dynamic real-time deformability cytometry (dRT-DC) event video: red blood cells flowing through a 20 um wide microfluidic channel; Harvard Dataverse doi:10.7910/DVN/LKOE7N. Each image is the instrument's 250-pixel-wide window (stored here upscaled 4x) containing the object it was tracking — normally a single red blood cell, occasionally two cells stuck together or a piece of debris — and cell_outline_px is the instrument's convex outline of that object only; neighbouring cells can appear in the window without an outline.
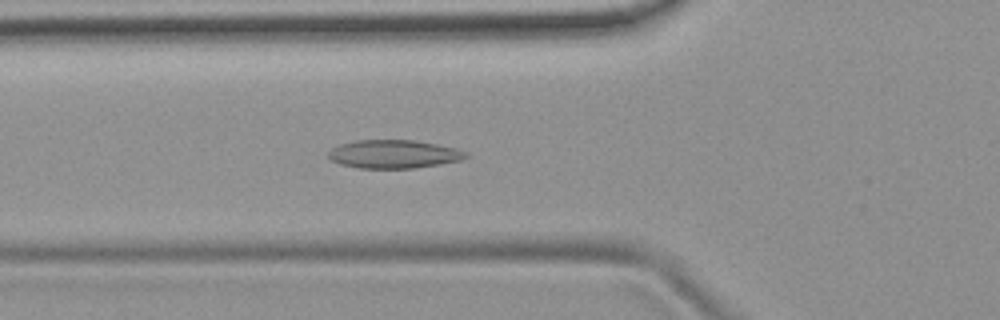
{"species": "common noctule bat (a hibernating species)", "species_latin": "Nyctalus noctula", "temperature_condition": "room temperature", "stored_images_in_passage": 50, "camera_frame_rate_fps": 3000, "um_per_image_px": 0.085, "animal": {"sex": "female", "body_mass_g": 19.9}, "frame": {"image": 1, "passage_image": 17, "time_ms": 5.333, "image_size_px": [1000, 320], "cell_outline_px": [[468, 156], [460, 160], [440, 164], [412, 168], [360, 168], [340, 164], [328, 160], [328, 152], [332, 148], [340, 144], [356, 140], [416, 140], [456, 148], [468, 152]], "centroid_in_image_um": [33.45, 13.09], "position_along_channel_um": 92.4, "area_um2": 22.77}}
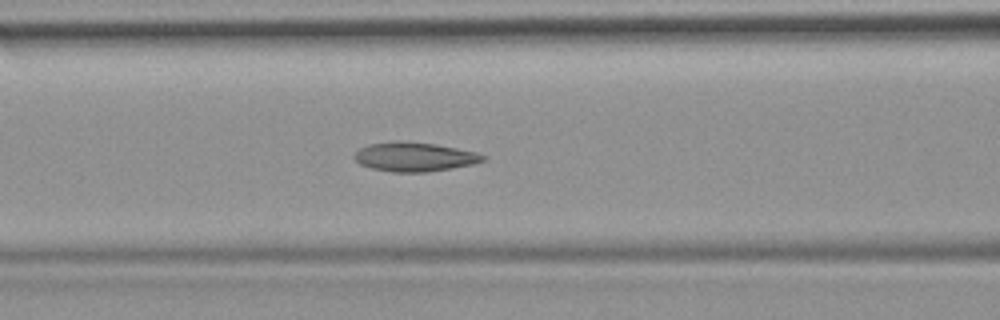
{"frame": {"image": 2, "passage_image": 20, "time_ms": 6.333, "image_size_px": [1000, 320], "cell_outline_px": [[488, 156], [484, 160], [472, 164], [452, 168], [428, 172], [392, 172], [372, 168], [360, 164], [352, 156], [360, 148], [368, 144], [436, 144], [476, 152]], "centroid_in_image_um": [35.27, 13.38], "position_along_channel_um": 131.3, "area_um2": 20.92}}
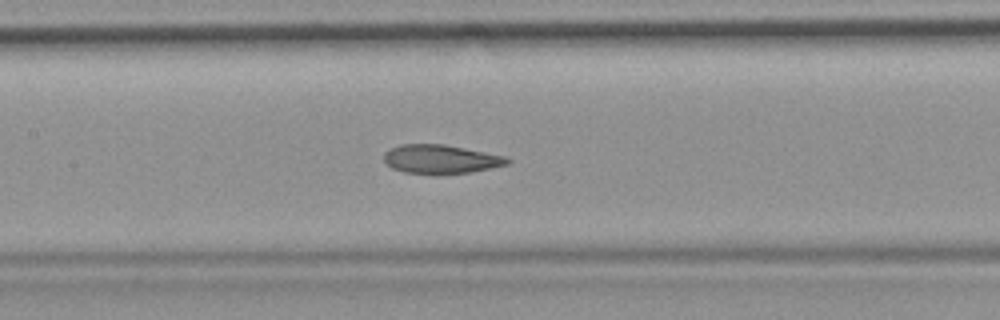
{"frame": {"image": 3, "passage_image": 23, "time_ms": 7.333, "image_size_px": [1000, 320], "cell_outline_px": [[512, 160], [508, 164], [468, 172], [404, 172], [392, 168], [384, 160], [384, 152], [400, 144], [444, 144], [508, 156]], "centroid_in_image_um": [37.49, 13.49], "position_along_channel_um": 169.9, "area_um2": 20.17}, "authors_computed_cell_mechanics": {"area_um2": 21.8773, "velocity_mm_per_s": 3.8602, "shape_relaxation_time_tau1_ms": null, "shape_relaxation_time_tau2_ms": 2.4537, "deformation_change_tau1": null, "deformation_change_tau2": 0.1007}}